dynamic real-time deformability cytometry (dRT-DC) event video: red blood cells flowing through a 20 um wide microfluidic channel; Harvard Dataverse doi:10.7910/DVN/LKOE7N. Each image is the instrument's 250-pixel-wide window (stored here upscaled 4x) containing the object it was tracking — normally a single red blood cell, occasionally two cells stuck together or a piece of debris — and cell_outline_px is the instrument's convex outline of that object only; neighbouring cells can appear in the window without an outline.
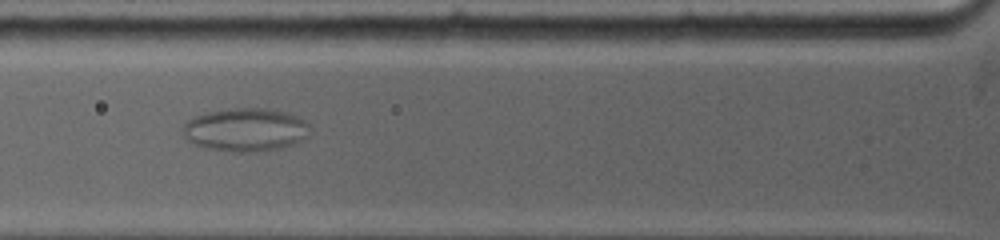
{"species": "common noctule bat (a hibernating species)", "species_latin": "Nyctalus noctula", "temperature_condition": "warm", "stored_images_in_passage": 43, "camera_frame_rate_fps": 5000, "um_per_image_px": 0.085, "animal": {"sex": "female", "body_mass_g": 19.0, "forearm_length_mm": 53.3}, "frame": {"image": 1, "passage_image": 12, "time_ms": 4.2, "image_size_px": [1000, 240], "cell_outline_px": [[308, 136], [292, 144], [260, 152], [232, 152], [204, 148], [192, 144], [184, 136], [184, 124], [188, 120], [196, 116], [208, 112], [228, 108], [268, 108], [288, 112], [296, 116], [308, 124]], "centroid_in_image_um": [20.84, 11.03], "position_along_channel_um": 105.0, "area_um2": 32.02}}
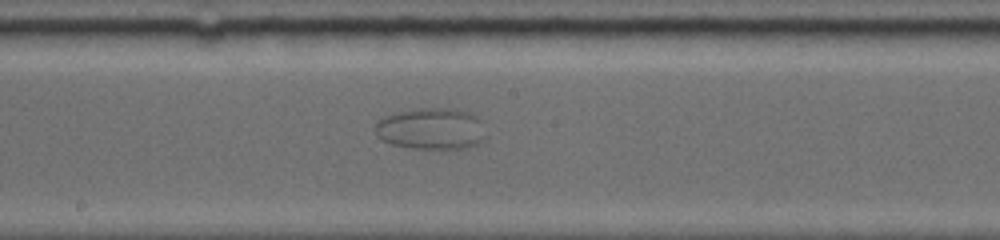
{"frame": {"image": 2, "passage_image": 24, "time_ms": 7.2, "image_size_px": [1000, 240], "cell_outline_px": [[480, 140], [476, 144], [464, 148], [412, 148], [392, 144], [384, 140], [376, 132], [376, 124], [380, 120], [388, 116], [400, 112], [416, 108], [456, 108], [468, 112], [472, 116]], "centroid_in_image_um": [36.51, 10.94], "position_along_channel_um": 211.7, "area_um2": 25.14}}
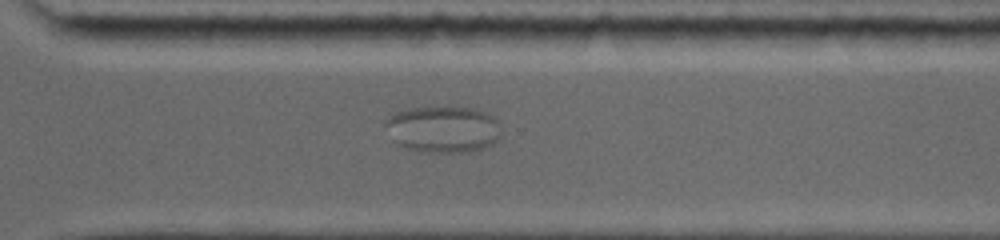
{"frame": {"image": 3, "passage_image": 40, "time_ms": 10.6, "image_size_px": [1000, 240], "cell_outline_px": [[500, 136], [492, 144], [484, 148], [468, 152], [420, 152], [408, 148], [400, 144], [388, 124], [388, 120], [396, 112], [408, 108], [428, 104], [456, 104], [472, 108], [484, 112], [492, 116], [496, 120]], "centroid_in_image_um": [37.74, 10.92], "position_along_channel_um": 332.9, "area_um2": 31.56}}